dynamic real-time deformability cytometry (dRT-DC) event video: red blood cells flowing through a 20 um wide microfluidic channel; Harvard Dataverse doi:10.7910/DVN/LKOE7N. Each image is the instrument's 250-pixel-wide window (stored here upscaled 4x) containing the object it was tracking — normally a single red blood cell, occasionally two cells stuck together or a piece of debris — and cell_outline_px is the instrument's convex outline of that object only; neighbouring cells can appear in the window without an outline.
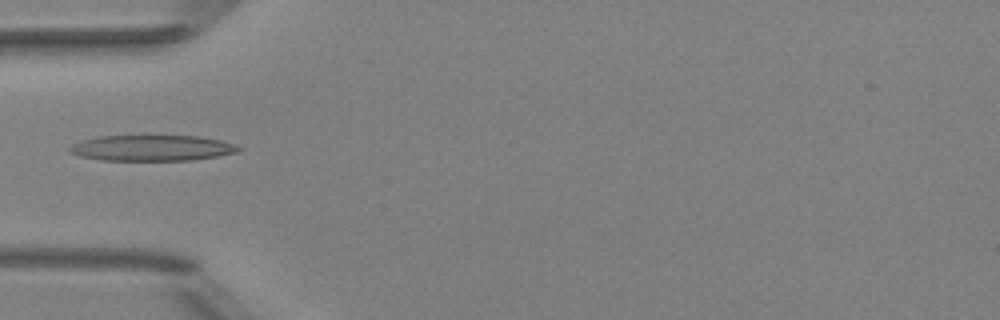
{"species": "Egyptian fruit bat (a non-hibernating species)", "species_latin": "Rousettus aegyptiacus", "temperature_condition": "room temperature", "stored_images_in_passage": 35, "camera_frame_rate_fps": 3000, "um_per_image_px": 0.085, "animal": {"sex": "female"}, "frame": {"image": 1, "passage_image": 1, "time_ms": 0.0, "image_size_px": [1000, 320], "cell_outline_px": [[244, 148], [236, 152], [216, 156], [192, 160], [100, 160], [80, 156], [68, 152], [68, 148], [72, 144], [96, 136], [200, 136], [220, 140]], "centroid_in_image_um": [12.88, 12.58], "position_along_channel_um": 72.1, "area_um2": 25.26}}
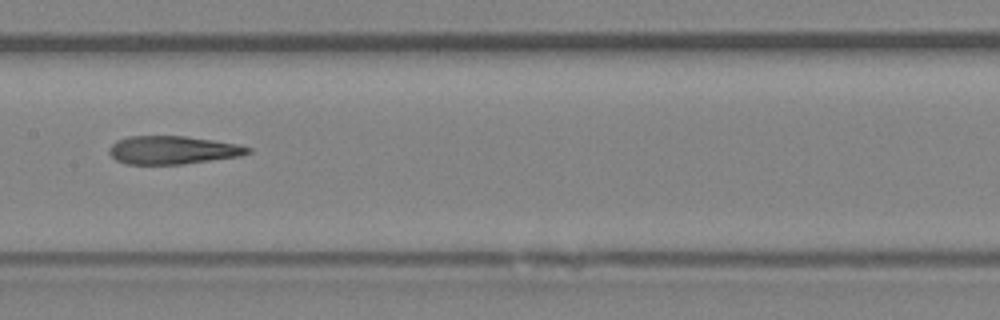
{"frame": {"image": 2, "passage_image": 10, "time_ms": 3.0, "image_size_px": [1000, 320], "cell_outline_px": [[252, 152], [240, 156], [180, 164], [124, 164], [116, 160], [108, 152], [108, 148], [116, 140], [128, 136], [184, 136], [212, 140], [236, 144], [252, 148]], "centroid_in_image_um": [14.64, 12.75], "position_along_channel_um": 192.8, "area_um2": 22.72}}
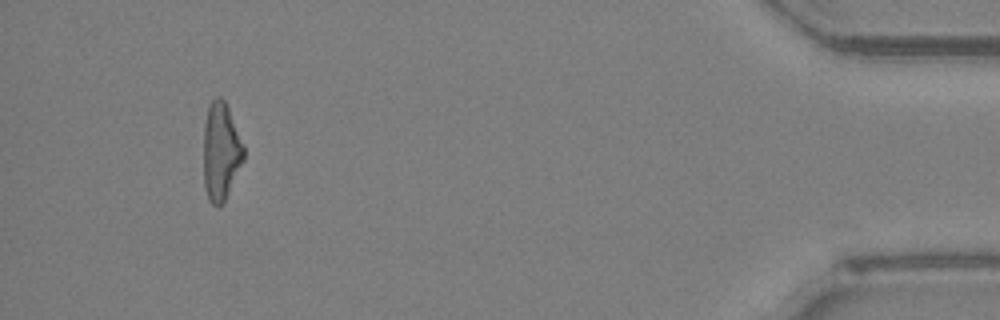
{"frame": {"image": 3, "passage_image": 32, "time_ms": 10.333, "image_size_px": [1000, 320], "cell_outline_px": [[244, 160], [224, 200], [216, 208], [208, 200], [204, 184], [204, 124], [208, 104], [216, 96], [220, 96], [224, 100], [228, 108], [244, 144]], "centroid_in_image_um": [18.77, 12.85], "position_along_channel_um": 416.4, "area_um2": 22.89}}